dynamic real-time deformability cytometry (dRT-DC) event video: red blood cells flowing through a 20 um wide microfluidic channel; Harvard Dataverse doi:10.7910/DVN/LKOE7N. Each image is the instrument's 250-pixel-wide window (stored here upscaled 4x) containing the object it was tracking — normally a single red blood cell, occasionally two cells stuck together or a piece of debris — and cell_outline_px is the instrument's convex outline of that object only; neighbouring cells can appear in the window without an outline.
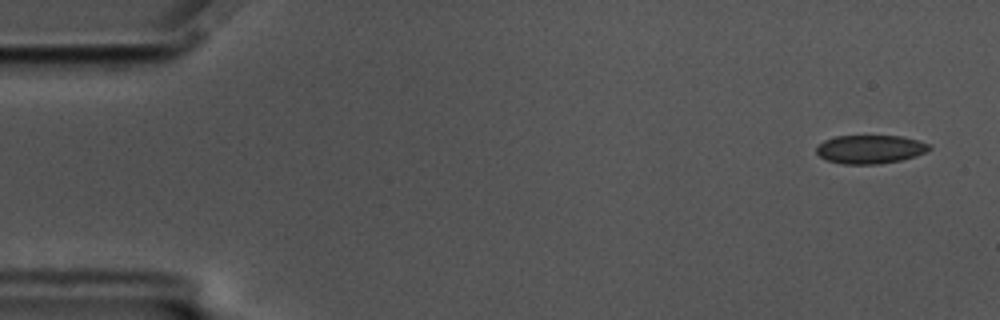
{"species": "common noctule bat (a hibernating species)", "species_latin": "Nyctalus noctula", "temperature_condition": "cold", "stored_images_in_passage": 57, "camera_frame_rate_fps": 3000, "um_per_image_px": 0.085, "animal": {"sex": "male", "body_mass_g": 17.5, "forearm_length_mm": 52.3}, "frame": {"image": 1, "passage_image": 3, "time_ms": 0.667, "image_size_px": [1000, 320], "cell_outline_px": [[932, 148], [916, 156], [900, 160], [880, 164], [840, 164], [828, 160], [820, 156], [816, 152], [816, 148], [824, 140], [836, 136], [904, 136], [920, 140], [928, 144]], "centroid_in_image_um": [73.98, 12.68], "position_along_channel_um": 11.0, "area_um2": 18.79}}
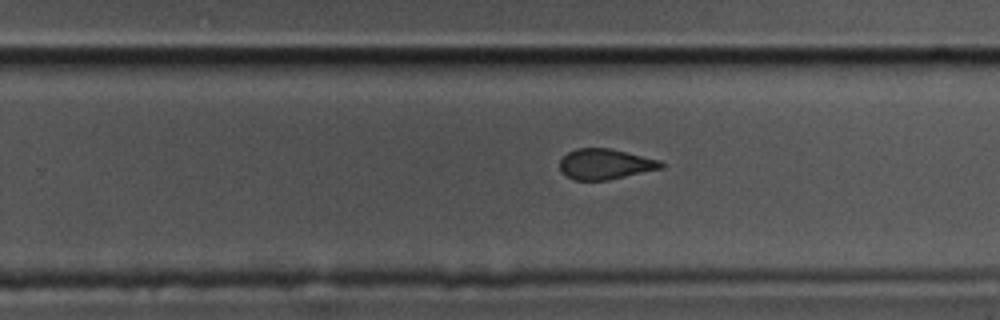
{"frame": {"image": 2, "passage_image": 36, "time_ms": 11.667, "image_size_px": [1000, 320], "cell_outline_px": [[664, 168], [608, 180], [576, 180], [568, 176], [560, 168], [560, 160], [568, 152], [576, 148], [612, 148], [660, 160], [664, 164]], "centroid_in_image_um": [51.48, 13.94], "position_along_channel_um": 278.3, "area_um2": 17.98}}
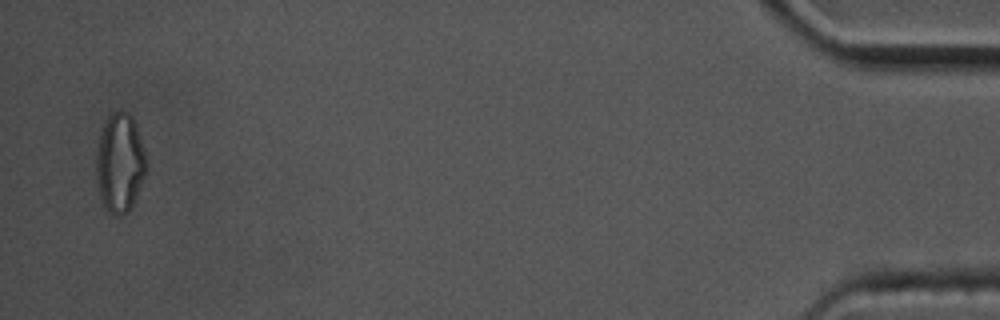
{"frame": {"image": 3, "passage_image": 56, "time_ms": 18.333, "image_size_px": [1000, 320], "cell_outline_px": [[144, 176], [136, 196], [132, 204], [120, 216], [112, 216], [108, 212], [100, 196], [96, 172], [96, 152], [100, 136], [104, 124], [108, 116], [112, 112], [128, 112], [132, 116], [136, 124], [144, 152]], "centroid_in_image_um": [10.16, 13.83], "position_along_channel_um": 425.0, "area_um2": 28.15}, "authors_computed_cell_mechanics": {"area_um2": 19.1318, "velocity_mm_per_s": 3.5134, "shape_relaxation_time_tau1_ms": null, "shape_relaxation_time_tau2_ms": 0.879, "deformation_change_tau1": null, "deformation_change_tau2": 0.0555}}